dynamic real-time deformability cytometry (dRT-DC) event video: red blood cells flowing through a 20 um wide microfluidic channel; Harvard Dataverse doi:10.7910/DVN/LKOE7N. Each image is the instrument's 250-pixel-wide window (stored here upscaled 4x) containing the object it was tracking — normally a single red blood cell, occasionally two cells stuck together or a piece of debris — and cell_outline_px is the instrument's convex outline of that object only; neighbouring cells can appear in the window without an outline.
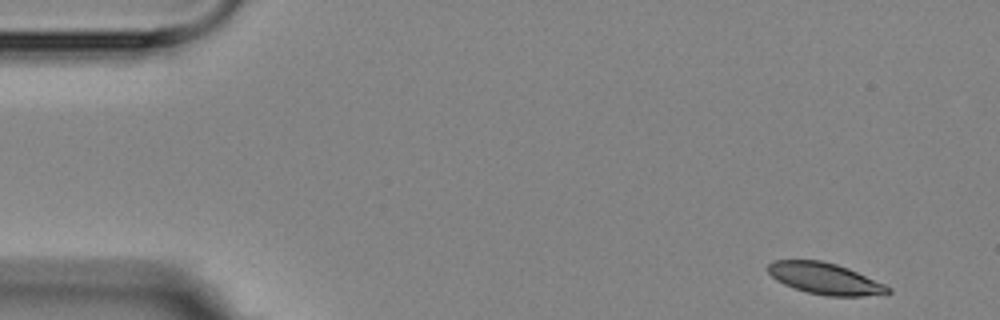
{"species": "Egyptian fruit bat (a non-hibernating species)", "species_latin": "Rousettus aegyptiacus", "temperature_condition": "room temperature", "stored_images_in_passage": 11, "camera_frame_rate_fps": 3000, "um_per_image_px": 0.085, "animal": {"sex": "female"}, "frame": {"image": 1, "passage_image": 1, "time_ms": 0.0, "image_size_px": [1000, 320], "cell_outline_px": [[892, 292], [884, 296], [824, 296], [808, 292], [784, 284], [776, 280], [764, 268], [772, 260], [820, 260], [836, 264], [848, 268], [884, 284], [892, 288]], "centroid_in_image_um": [70.15, 23.69], "position_along_channel_um": 14.9, "area_um2": 22.2}}
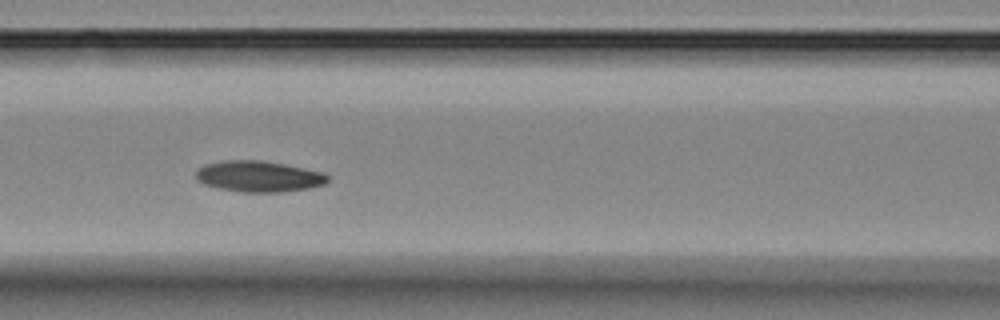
{"frame": {"image": 2, "passage_image": 7, "time_ms": 6.667, "image_size_px": [1000, 320], "cell_outline_px": [[328, 180], [324, 184], [308, 188], [284, 192], [240, 192], [220, 188], [204, 184], [196, 180], [196, 172], [204, 164], [224, 160], [260, 160], [284, 164], [320, 172], [328, 176]], "centroid_in_image_um": [21.95, 14.99], "position_along_channel_um": 144.7, "area_um2": 23.64}}
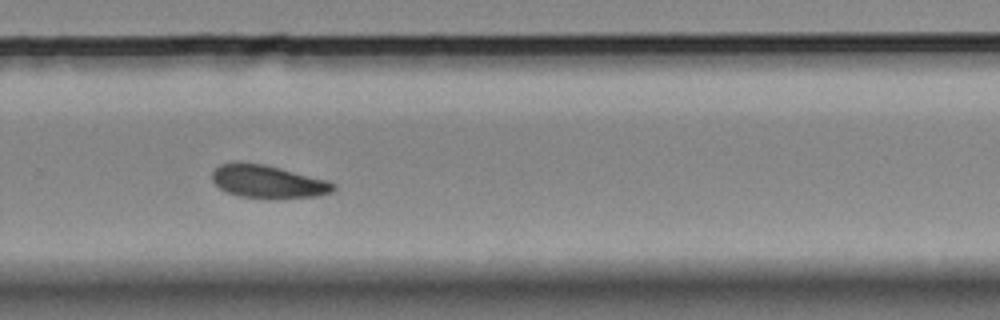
{"frame": {"image": 3, "passage_image": 11, "time_ms": 11.333, "image_size_px": [1000, 320], "cell_outline_px": [[336, 188], [332, 192], [316, 196], [276, 200], [272, 200], [236, 196], [220, 188], [212, 180], [212, 172], [220, 164], [264, 164], [328, 180], [336, 184]], "centroid_in_image_um": [22.83, 15.49], "position_along_channel_um": 307.0, "area_um2": 23.35}}